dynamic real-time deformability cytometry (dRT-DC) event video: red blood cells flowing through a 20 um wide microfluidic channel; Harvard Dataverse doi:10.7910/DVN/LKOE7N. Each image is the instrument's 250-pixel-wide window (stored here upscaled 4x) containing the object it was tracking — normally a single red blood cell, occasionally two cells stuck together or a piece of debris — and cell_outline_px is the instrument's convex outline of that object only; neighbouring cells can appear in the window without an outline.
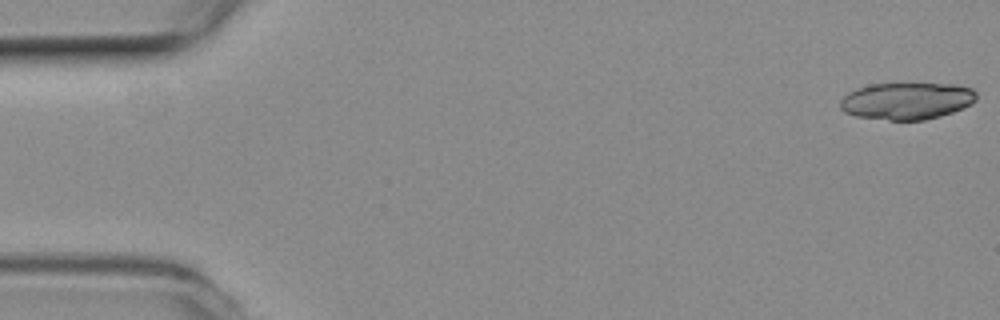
{"species": "common noctule bat (a hibernating species)", "species_latin": "Nyctalus noctula", "temperature_condition": "room temperature", "stored_images_in_passage": 18, "camera_frame_rate_fps": 3000, "um_per_image_px": 0.085, "animal": {"sex": "female", "body_mass_g": 19.3, "forearm_length_mm": 54.1}, "frame": {"image": 1, "passage_image": 1, "time_ms": 0.0, "image_size_px": [1000, 320], "cell_outline_px": [[976, 100], [972, 104], [964, 108], [940, 116], [924, 120], [888, 120], [856, 116], [844, 112], [840, 108], [840, 100], [848, 92], [856, 88], [868, 84], [956, 84], [972, 88], [976, 92]], "centroid_in_image_um": [77.07, 8.58], "position_along_channel_um": 7.9, "area_um2": 29.54}}